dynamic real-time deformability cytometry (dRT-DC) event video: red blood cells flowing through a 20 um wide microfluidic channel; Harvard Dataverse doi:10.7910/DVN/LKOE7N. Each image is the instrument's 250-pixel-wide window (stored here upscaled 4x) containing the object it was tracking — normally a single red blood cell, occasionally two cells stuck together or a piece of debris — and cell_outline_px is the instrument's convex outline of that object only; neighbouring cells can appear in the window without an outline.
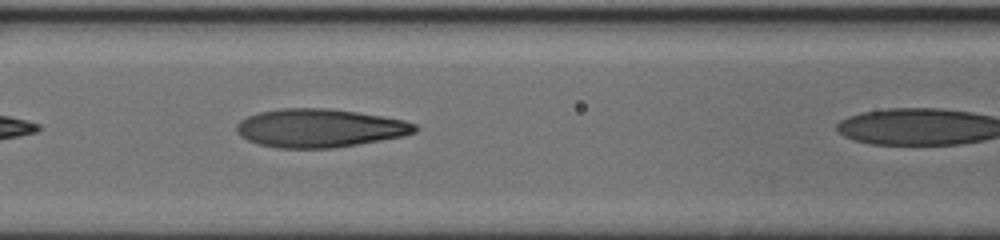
{"species": "human", "species_latin": "Homo sapiens", "temperature_condition": "cold", "stored_images_in_passage": 10, "camera_frame_rate_fps": 3000, "um_per_image_px": 0.085, "donor": {"sex": "female"}, "frame": {"image": 1, "passage_image": 9, "time_ms": 2.667, "image_size_px": [1000, 240], "cell_outline_px": [[420, 128], [416, 132], [404, 136], [332, 148], [276, 148], [256, 144], [240, 136], [236, 132], [236, 124], [240, 120], [248, 116], [260, 112], [280, 108], [328, 108], [356, 112], [404, 120], [416, 124]], "centroid_in_image_um": [27.14, 10.89], "position_along_channel_um": 139.5, "area_um2": 40.0}}